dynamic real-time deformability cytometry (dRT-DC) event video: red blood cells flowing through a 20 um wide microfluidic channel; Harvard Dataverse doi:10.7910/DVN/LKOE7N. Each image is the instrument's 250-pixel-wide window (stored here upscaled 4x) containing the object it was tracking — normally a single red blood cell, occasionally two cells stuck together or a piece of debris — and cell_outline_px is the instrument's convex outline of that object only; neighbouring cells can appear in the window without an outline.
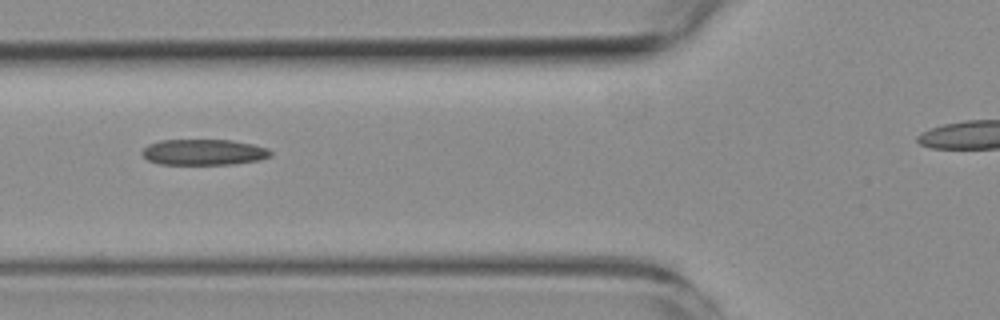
{"species": "common noctule bat (a hibernating species)", "species_latin": "Nyctalus noctula", "temperature_condition": "room temperature", "stored_images_in_passage": 16, "camera_frame_rate_fps": 3000, "um_per_image_px": 0.085, "animal": {"sex": "female", "body_mass_g": 19.3, "forearm_length_mm": 54.1}, "frame": {"image": 1, "passage_image": 6, "time_ms": 6.0, "image_size_px": [1000, 320], "cell_outline_px": [[272, 156], [260, 160], [232, 164], [160, 164], [148, 160], [140, 152], [148, 144], [160, 140], [232, 140], [252, 144], [268, 148], [272, 152]], "centroid_in_image_um": [17.33, 12.93], "position_along_channel_um": 108.5, "area_um2": 19.42}}
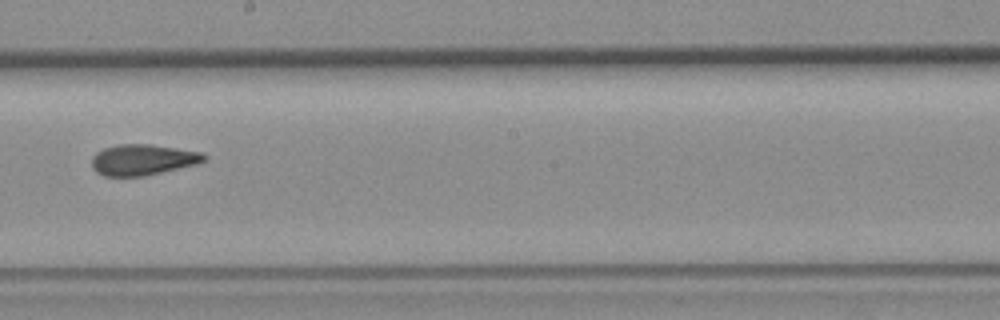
{"frame": {"image": 2, "passage_image": 10, "time_ms": 11.667, "image_size_px": [1000, 320], "cell_outline_px": [[208, 156], [204, 160], [196, 164], [144, 176], [104, 176], [96, 172], [92, 168], [92, 156], [96, 152], [104, 148], [120, 144], [148, 144], [176, 148], [200, 152]], "centroid_in_image_um": [12.09, 13.58], "position_along_channel_um": 236.1, "area_um2": 20.06}}
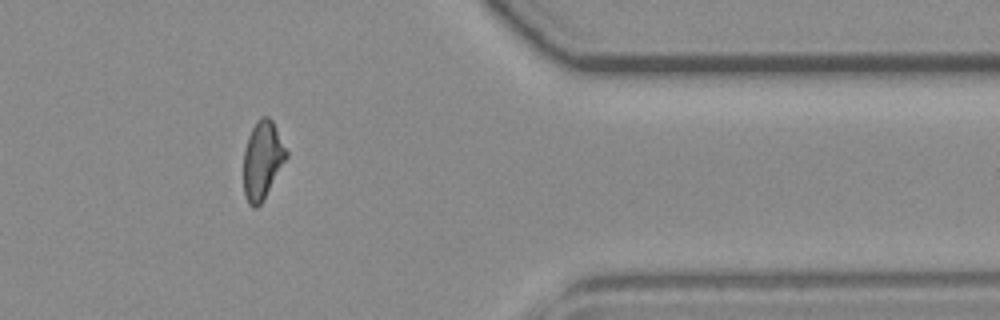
{"frame": {"image": 3, "passage_image": 14, "time_ms": 16.333, "image_size_px": [1000, 320], "cell_outline_px": [[288, 156], [260, 204], [256, 208], [252, 208], [248, 204], [244, 196], [244, 148], [248, 136], [256, 120], [260, 116], [268, 116], [272, 120], [288, 152]], "centroid_in_image_um": [22.29, 13.59], "position_along_channel_um": 389.1, "area_um2": 19.36}}